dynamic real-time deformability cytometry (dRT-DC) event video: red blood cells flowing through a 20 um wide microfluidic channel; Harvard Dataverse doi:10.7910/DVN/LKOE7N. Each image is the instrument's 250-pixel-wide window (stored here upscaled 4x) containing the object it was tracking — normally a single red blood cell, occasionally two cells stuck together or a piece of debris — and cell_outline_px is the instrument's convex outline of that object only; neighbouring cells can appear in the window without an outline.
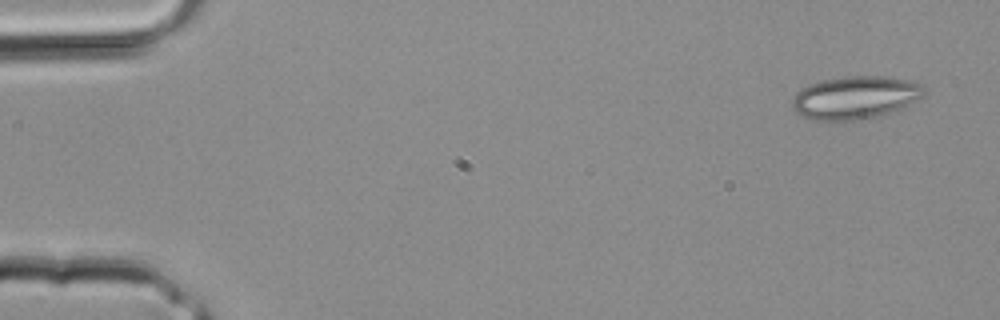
{"species": "common noctule bat (a hibernating species)", "species_latin": "Nyctalus noctula", "temperature_condition": "room temperature", "stored_images_in_passage": 4, "camera_frame_rate_fps": 3000, "um_per_image_px": 0.085, "animal": {"sex": "male", "body_mass_g": 20.4}, "frame": {"image": 1, "passage_image": 1, "time_ms": 0.0, "image_size_px": [1000, 320], "cell_outline_px": [[928, 88], [924, 96], [900, 108], [876, 116], [852, 120], [816, 120], [804, 116], [796, 112], [792, 108], [792, 96], [796, 92], [812, 84], [824, 80], [848, 76], [884, 76], [904, 80], [920, 84]], "centroid_in_image_um": [72.69, 8.28], "position_along_channel_um": 12.3, "area_um2": 32.43}}